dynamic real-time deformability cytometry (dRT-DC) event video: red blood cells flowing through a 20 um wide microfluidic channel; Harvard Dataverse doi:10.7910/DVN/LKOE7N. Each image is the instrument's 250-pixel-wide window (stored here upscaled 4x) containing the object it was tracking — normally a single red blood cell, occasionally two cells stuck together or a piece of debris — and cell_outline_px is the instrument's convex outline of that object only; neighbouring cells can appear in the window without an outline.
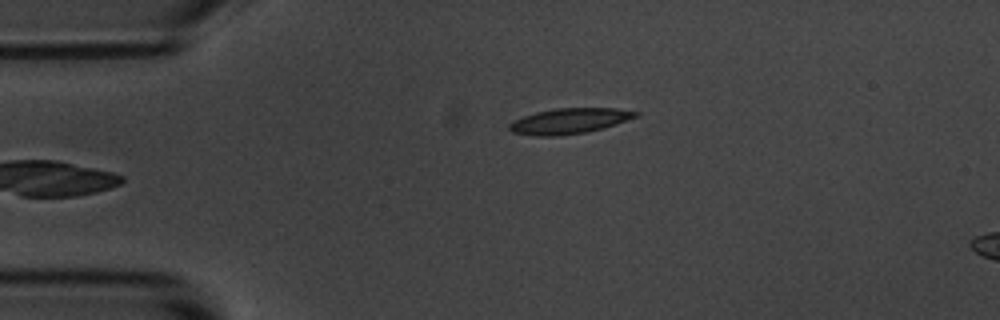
{"species": "common noctule bat (a hibernating species)", "species_latin": "Nyctalus noctula", "temperature_condition": "room temperature", "stored_images_in_passage": 5, "camera_frame_rate_fps": 3000, "um_per_image_px": 0.085, "animal": {"sex": "male", "body_mass_g": 20.1, "forearm_length_mm": 53.5}, "frame": {"image": 1, "passage_image": 5, "time_ms": 4.667, "image_size_px": [1000, 320], "cell_outline_px": [[640, 116], [604, 128], [588, 132], [556, 136], [536, 136], [512, 132], [508, 128], [508, 124], [512, 120], [536, 112], [556, 108], [616, 108], [640, 112]], "centroid_in_image_um": [48.41, 10.28], "position_along_channel_um": 36.6, "area_um2": 18.96}}